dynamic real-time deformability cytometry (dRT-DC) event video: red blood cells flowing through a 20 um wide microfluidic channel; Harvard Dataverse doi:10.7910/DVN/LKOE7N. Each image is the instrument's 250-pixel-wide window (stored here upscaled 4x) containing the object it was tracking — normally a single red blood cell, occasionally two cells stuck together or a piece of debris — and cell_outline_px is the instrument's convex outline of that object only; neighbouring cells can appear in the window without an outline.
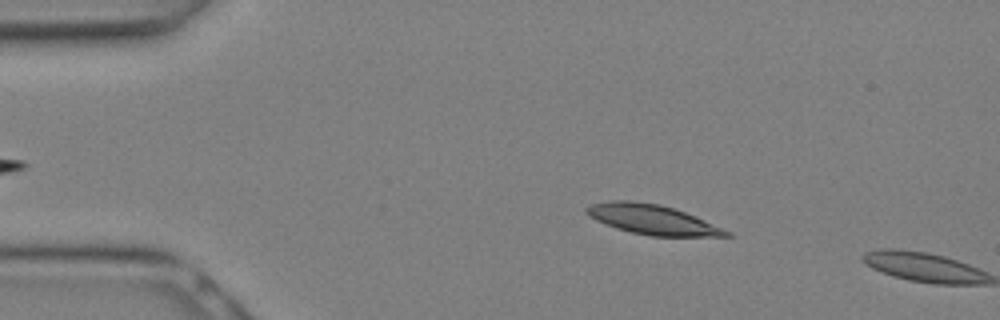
{"species": "Egyptian fruit bat (a non-hibernating species)", "species_latin": "Rousettus aegyptiacus", "temperature_condition": "warm", "stored_images_in_passage": 5, "camera_frame_rate_fps": 3000, "um_per_image_px": 0.085, "animal": {"sex": "female"}, "frame": {"image": 1, "passage_image": 4, "time_ms": 1.0, "image_size_px": [1000, 320], "cell_outline_px": [[732, 236], [652, 236], [632, 232], [616, 228], [596, 220], [588, 216], [584, 212], [584, 208], [588, 204], [608, 200], [632, 200], [660, 204], [684, 212], [732, 232]], "centroid_in_image_um": [55.36, 18.64], "position_along_channel_um": 29.6, "area_um2": 24.22}}